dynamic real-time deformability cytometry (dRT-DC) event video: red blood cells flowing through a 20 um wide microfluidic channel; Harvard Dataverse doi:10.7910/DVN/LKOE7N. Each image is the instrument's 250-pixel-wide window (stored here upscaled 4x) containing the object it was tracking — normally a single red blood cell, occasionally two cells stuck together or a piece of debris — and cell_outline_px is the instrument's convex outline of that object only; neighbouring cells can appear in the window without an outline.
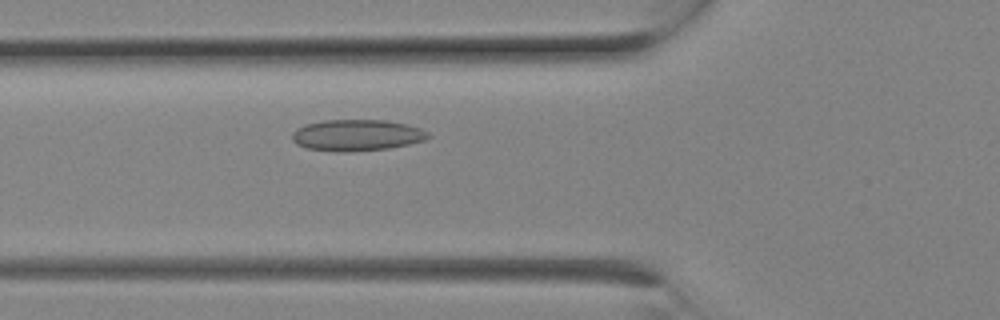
{"species": "Egyptian fruit bat (a non-hibernating species)", "species_latin": "Rousettus aegyptiacus", "temperature_condition": "room temperature", "stored_images_in_passage": 2, "camera_frame_rate_fps": 3000, "um_per_image_px": 0.085, "animal": {"sex": "female"}, "frame": {"image": 1, "passage_image": 2, "time_ms": 0.333, "image_size_px": [1000, 320], "cell_outline_px": [[432, 136], [424, 140], [408, 144], [388, 148], [344, 152], [336, 152], [308, 148], [296, 144], [292, 140], [292, 132], [296, 128], [304, 124], [324, 120], [388, 120], [408, 124], [420, 128], [428, 132]], "centroid_in_image_um": [30.32, 11.48], "position_along_channel_um": 95.5, "area_um2": 24.97}}